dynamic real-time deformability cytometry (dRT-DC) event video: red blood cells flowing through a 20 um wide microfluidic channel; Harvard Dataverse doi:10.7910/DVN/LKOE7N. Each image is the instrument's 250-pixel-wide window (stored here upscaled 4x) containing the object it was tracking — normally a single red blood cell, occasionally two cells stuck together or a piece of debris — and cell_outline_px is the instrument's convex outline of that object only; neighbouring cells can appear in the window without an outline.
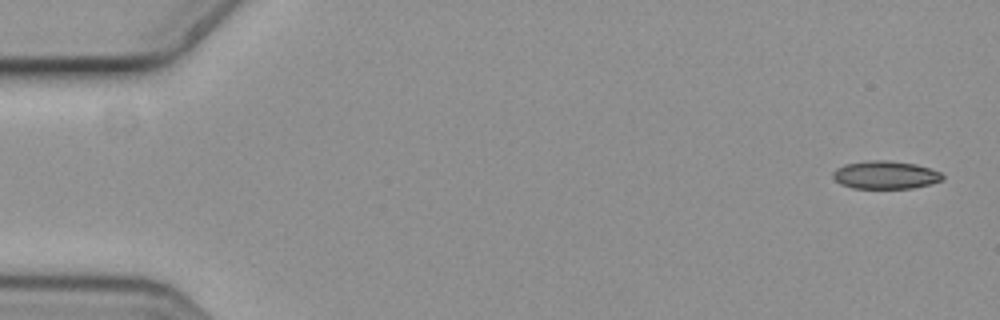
{"species": "common noctule bat (a hibernating species)", "species_latin": "Nyctalus noctula", "temperature_condition": "cold", "stored_images_in_passage": 4, "camera_frame_rate_fps": 3000, "um_per_image_px": 0.085, "animal": {"sex": "female", "body_mass_g": 19.3, "forearm_length_mm": 54.1}, "frame": {"image": 1, "passage_image": 1, "time_ms": 0.0, "image_size_px": [1000, 320], "cell_outline_px": [[944, 176], [940, 180], [928, 184], [912, 188], [852, 188], [840, 184], [832, 176], [832, 172], [836, 168], [844, 164], [868, 160], [888, 160], [916, 164], [940, 172]], "centroid_in_image_um": [75.2, 14.86], "position_along_channel_um": 9.8, "area_um2": 17.8}}